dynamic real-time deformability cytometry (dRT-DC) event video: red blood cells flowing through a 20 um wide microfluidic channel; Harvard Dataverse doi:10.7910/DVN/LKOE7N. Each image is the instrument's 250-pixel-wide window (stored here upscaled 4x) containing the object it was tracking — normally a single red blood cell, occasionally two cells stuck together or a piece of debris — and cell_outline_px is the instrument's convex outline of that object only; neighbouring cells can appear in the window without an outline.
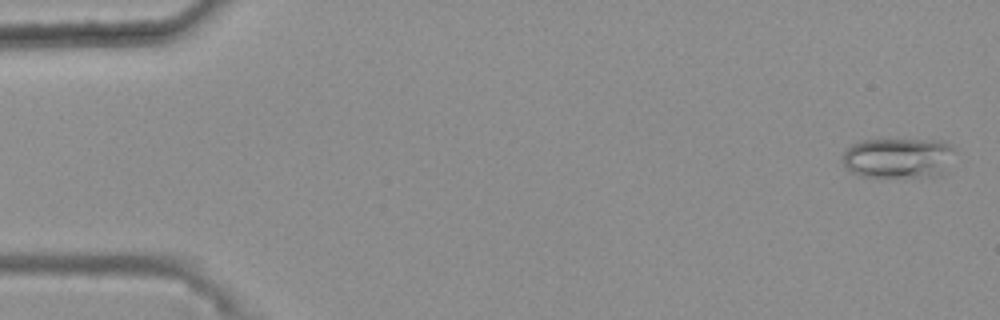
{"species": "common noctule bat (a hibernating species)", "species_latin": "Nyctalus noctula", "temperature_condition": "warm", "stored_images_in_passage": 49, "camera_frame_rate_fps": 3000, "um_per_image_px": 0.085, "animal": {"sex": "female", "body_mass_g": 25.1}, "frame": {"image": 1, "passage_image": 2, "time_ms": 0.333, "image_size_px": [1000, 320], "cell_outline_px": [[952, 148], [928, 172], [912, 176], [860, 176], [852, 172], [844, 164], [844, 152], [852, 144], [864, 140], [944, 140], [952, 144]], "centroid_in_image_um": [76.05, 13.34], "position_along_channel_um": 8.9, "area_um2": 23.76}}
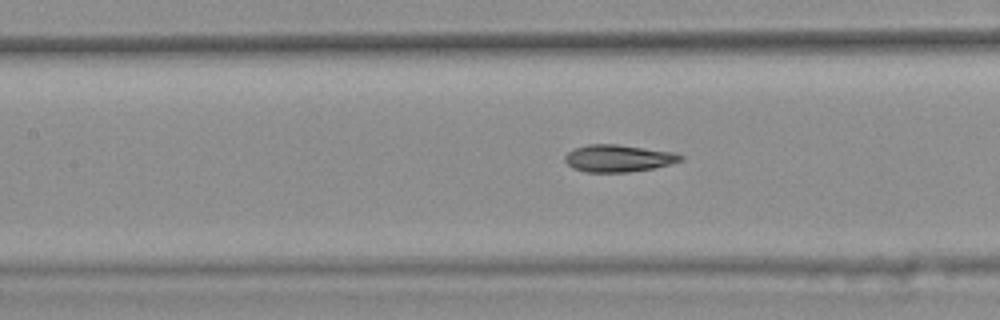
{"frame": {"image": 2, "passage_image": 25, "time_ms": 8.0, "image_size_px": [1000, 320], "cell_outline_px": [[684, 160], [652, 168], [628, 172], [584, 172], [572, 168], [564, 160], [564, 156], [568, 152], [576, 148], [588, 144], [616, 144], [676, 152], [684, 156]], "centroid_in_image_um": [52.56, 13.45], "position_along_channel_um": 154.8, "area_um2": 18.32}}
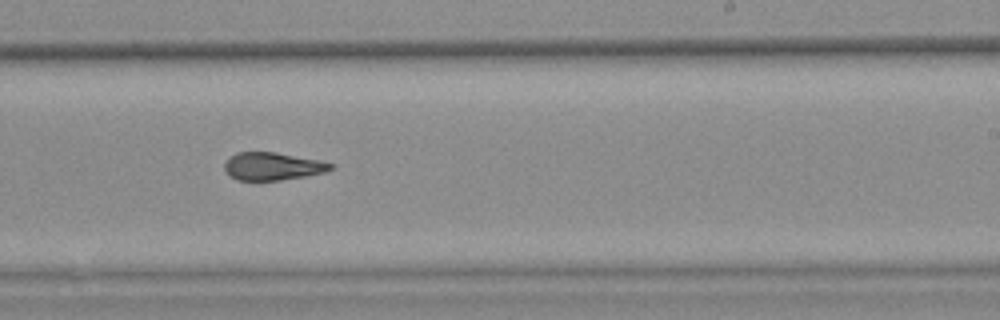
{"frame": {"image": 3, "passage_image": 34, "time_ms": 11.0, "image_size_px": [1000, 320], "cell_outline_px": [[332, 168], [324, 172], [304, 176], [280, 180], [236, 180], [228, 176], [224, 168], [224, 164], [228, 156], [236, 152], [276, 152], [316, 160], [332, 164]], "centroid_in_image_um": [23.06, 14.13], "position_along_channel_um": 265.9, "area_um2": 17.05}, "authors_computed_cell_mechanics": {"area_um2": 18.3804, "velocity_mm_per_s": 3.709, "shape_relaxation_time_tau1_ms": null, "shape_relaxation_time_tau2_ms": 3.7795, "deformation_change_tau1": null, "deformation_change_tau2": 0.1108}}